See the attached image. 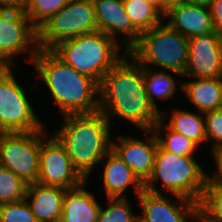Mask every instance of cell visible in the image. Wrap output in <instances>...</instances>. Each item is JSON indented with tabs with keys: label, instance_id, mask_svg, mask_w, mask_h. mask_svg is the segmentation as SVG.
Wrapping results in <instances>:
<instances>
[{
	"label": "cell",
	"instance_id": "1",
	"mask_svg": "<svg viewBox=\"0 0 222 222\" xmlns=\"http://www.w3.org/2000/svg\"><path fill=\"white\" fill-rule=\"evenodd\" d=\"M99 87L98 111L110 124L116 116L144 131L152 130L160 119L146 94L143 66L128 52L104 75Z\"/></svg>",
	"mask_w": 222,
	"mask_h": 222
},
{
	"label": "cell",
	"instance_id": "2",
	"mask_svg": "<svg viewBox=\"0 0 222 222\" xmlns=\"http://www.w3.org/2000/svg\"><path fill=\"white\" fill-rule=\"evenodd\" d=\"M62 116L99 110V84L66 64L52 50L40 49L32 64Z\"/></svg>",
	"mask_w": 222,
	"mask_h": 222
},
{
	"label": "cell",
	"instance_id": "3",
	"mask_svg": "<svg viewBox=\"0 0 222 222\" xmlns=\"http://www.w3.org/2000/svg\"><path fill=\"white\" fill-rule=\"evenodd\" d=\"M61 117L62 125L52 134L63 145L75 169L88 180L92 170L100 168L99 163L112 148V125L99 111Z\"/></svg>",
	"mask_w": 222,
	"mask_h": 222
},
{
	"label": "cell",
	"instance_id": "4",
	"mask_svg": "<svg viewBox=\"0 0 222 222\" xmlns=\"http://www.w3.org/2000/svg\"><path fill=\"white\" fill-rule=\"evenodd\" d=\"M208 174L195 156L175 155L158 146L153 171L144 183V189L157 194L168 193L171 197L177 195L200 203ZM155 184H161L162 188H157Z\"/></svg>",
	"mask_w": 222,
	"mask_h": 222
},
{
	"label": "cell",
	"instance_id": "5",
	"mask_svg": "<svg viewBox=\"0 0 222 222\" xmlns=\"http://www.w3.org/2000/svg\"><path fill=\"white\" fill-rule=\"evenodd\" d=\"M121 43L102 31L82 34L56 45L52 51L79 73L95 80L99 85L104 75L123 57Z\"/></svg>",
	"mask_w": 222,
	"mask_h": 222
},
{
	"label": "cell",
	"instance_id": "6",
	"mask_svg": "<svg viewBox=\"0 0 222 222\" xmlns=\"http://www.w3.org/2000/svg\"><path fill=\"white\" fill-rule=\"evenodd\" d=\"M128 53L143 67H159L160 70L183 75L189 53L188 38L163 20L156 27L143 32Z\"/></svg>",
	"mask_w": 222,
	"mask_h": 222
},
{
	"label": "cell",
	"instance_id": "7",
	"mask_svg": "<svg viewBox=\"0 0 222 222\" xmlns=\"http://www.w3.org/2000/svg\"><path fill=\"white\" fill-rule=\"evenodd\" d=\"M12 67H0V133H27L45 127Z\"/></svg>",
	"mask_w": 222,
	"mask_h": 222
},
{
	"label": "cell",
	"instance_id": "8",
	"mask_svg": "<svg viewBox=\"0 0 222 222\" xmlns=\"http://www.w3.org/2000/svg\"><path fill=\"white\" fill-rule=\"evenodd\" d=\"M98 31L92 0H71L38 29V47L52 50L60 42Z\"/></svg>",
	"mask_w": 222,
	"mask_h": 222
},
{
	"label": "cell",
	"instance_id": "9",
	"mask_svg": "<svg viewBox=\"0 0 222 222\" xmlns=\"http://www.w3.org/2000/svg\"><path fill=\"white\" fill-rule=\"evenodd\" d=\"M46 126L27 133H0V166L28 185L38 180L41 142L50 133Z\"/></svg>",
	"mask_w": 222,
	"mask_h": 222
},
{
	"label": "cell",
	"instance_id": "10",
	"mask_svg": "<svg viewBox=\"0 0 222 222\" xmlns=\"http://www.w3.org/2000/svg\"><path fill=\"white\" fill-rule=\"evenodd\" d=\"M39 50L38 29L24 12L0 10V67L18 66L15 56L28 53L31 65Z\"/></svg>",
	"mask_w": 222,
	"mask_h": 222
},
{
	"label": "cell",
	"instance_id": "11",
	"mask_svg": "<svg viewBox=\"0 0 222 222\" xmlns=\"http://www.w3.org/2000/svg\"><path fill=\"white\" fill-rule=\"evenodd\" d=\"M85 179L75 169L63 145L51 133L41 142L37 183L72 189Z\"/></svg>",
	"mask_w": 222,
	"mask_h": 222
},
{
	"label": "cell",
	"instance_id": "12",
	"mask_svg": "<svg viewBox=\"0 0 222 222\" xmlns=\"http://www.w3.org/2000/svg\"><path fill=\"white\" fill-rule=\"evenodd\" d=\"M175 197L176 200H173V197L168 198V194L152 193L144 189L137 196L142 209L138 219L142 222H199V203L181 196Z\"/></svg>",
	"mask_w": 222,
	"mask_h": 222
},
{
	"label": "cell",
	"instance_id": "13",
	"mask_svg": "<svg viewBox=\"0 0 222 222\" xmlns=\"http://www.w3.org/2000/svg\"><path fill=\"white\" fill-rule=\"evenodd\" d=\"M188 52L182 78L222 77V38L215 32L188 38Z\"/></svg>",
	"mask_w": 222,
	"mask_h": 222
},
{
	"label": "cell",
	"instance_id": "14",
	"mask_svg": "<svg viewBox=\"0 0 222 222\" xmlns=\"http://www.w3.org/2000/svg\"><path fill=\"white\" fill-rule=\"evenodd\" d=\"M144 140L118 134L112 137V150L130 167L144 184L151 176L158 148L157 138L152 130L141 131Z\"/></svg>",
	"mask_w": 222,
	"mask_h": 222
},
{
	"label": "cell",
	"instance_id": "15",
	"mask_svg": "<svg viewBox=\"0 0 222 222\" xmlns=\"http://www.w3.org/2000/svg\"><path fill=\"white\" fill-rule=\"evenodd\" d=\"M92 1L98 31H102L119 43L122 40L123 51L128 52L140 40L142 33L134 26L125 12L123 0ZM120 37L121 39H119Z\"/></svg>",
	"mask_w": 222,
	"mask_h": 222
},
{
	"label": "cell",
	"instance_id": "16",
	"mask_svg": "<svg viewBox=\"0 0 222 222\" xmlns=\"http://www.w3.org/2000/svg\"><path fill=\"white\" fill-rule=\"evenodd\" d=\"M99 165H103L102 183L107 198H126L130 187L135 197L144 190V184L112 149Z\"/></svg>",
	"mask_w": 222,
	"mask_h": 222
},
{
	"label": "cell",
	"instance_id": "17",
	"mask_svg": "<svg viewBox=\"0 0 222 222\" xmlns=\"http://www.w3.org/2000/svg\"><path fill=\"white\" fill-rule=\"evenodd\" d=\"M164 20L186 38L214 32L209 8L187 1L171 7L164 14Z\"/></svg>",
	"mask_w": 222,
	"mask_h": 222
},
{
	"label": "cell",
	"instance_id": "18",
	"mask_svg": "<svg viewBox=\"0 0 222 222\" xmlns=\"http://www.w3.org/2000/svg\"><path fill=\"white\" fill-rule=\"evenodd\" d=\"M65 191L61 187L37 182L28 185L25 199L38 222L61 221Z\"/></svg>",
	"mask_w": 222,
	"mask_h": 222
},
{
	"label": "cell",
	"instance_id": "19",
	"mask_svg": "<svg viewBox=\"0 0 222 222\" xmlns=\"http://www.w3.org/2000/svg\"><path fill=\"white\" fill-rule=\"evenodd\" d=\"M88 181L65 191L60 222H97L101 205L95 195L86 189Z\"/></svg>",
	"mask_w": 222,
	"mask_h": 222
},
{
	"label": "cell",
	"instance_id": "20",
	"mask_svg": "<svg viewBox=\"0 0 222 222\" xmlns=\"http://www.w3.org/2000/svg\"><path fill=\"white\" fill-rule=\"evenodd\" d=\"M181 81H183L182 92L198 112L206 113L221 109L222 77Z\"/></svg>",
	"mask_w": 222,
	"mask_h": 222
},
{
	"label": "cell",
	"instance_id": "21",
	"mask_svg": "<svg viewBox=\"0 0 222 222\" xmlns=\"http://www.w3.org/2000/svg\"><path fill=\"white\" fill-rule=\"evenodd\" d=\"M168 114L166 111L160 113V120L168 128L185 135L198 147L207 142L204 113L175 108Z\"/></svg>",
	"mask_w": 222,
	"mask_h": 222
},
{
	"label": "cell",
	"instance_id": "22",
	"mask_svg": "<svg viewBox=\"0 0 222 222\" xmlns=\"http://www.w3.org/2000/svg\"><path fill=\"white\" fill-rule=\"evenodd\" d=\"M143 72L145 90L149 102L157 112L161 113L164 110L159 108L158 102H156V100L161 99L165 101L166 99L168 100L172 98L174 93L177 92L178 86H180L178 88H180V91L182 92L183 83H177L179 80L176 81V76L182 77V75L174 71L160 70L159 68L151 69L147 67H143Z\"/></svg>",
	"mask_w": 222,
	"mask_h": 222
},
{
	"label": "cell",
	"instance_id": "23",
	"mask_svg": "<svg viewBox=\"0 0 222 222\" xmlns=\"http://www.w3.org/2000/svg\"><path fill=\"white\" fill-rule=\"evenodd\" d=\"M125 12L141 32L151 30L164 20V13L153 3L145 0H123Z\"/></svg>",
	"mask_w": 222,
	"mask_h": 222
},
{
	"label": "cell",
	"instance_id": "24",
	"mask_svg": "<svg viewBox=\"0 0 222 222\" xmlns=\"http://www.w3.org/2000/svg\"><path fill=\"white\" fill-rule=\"evenodd\" d=\"M152 131L157 138L158 146L175 155L195 156L196 150L199 148L185 135L168 128L160 119L154 124Z\"/></svg>",
	"mask_w": 222,
	"mask_h": 222
},
{
	"label": "cell",
	"instance_id": "25",
	"mask_svg": "<svg viewBox=\"0 0 222 222\" xmlns=\"http://www.w3.org/2000/svg\"><path fill=\"white\" fill-rule=\"evenodd\" d=\"M199 222H222V184L206 183L199 203Z\"/></svg>",
	"mask_w": 222,
	"mask_h": 222
},
{
	"label": "cell",
	"instance_id": "26",
	"mask_svg": "<svg viewBox=\"0 0 222 222\" xmlns=\"http://www.w3.org/2000/svg\"><path fill=\"white\" fill-rule=\"evenodd\" d=\"M107 207H100L97 222H136L138 214L131 209L128 197L106 198Z\"/></svg>",
	"mask_w": 222,
	"mask_h": 222
},
{
	"label": "cell",
	"instance_id": "27",
	"mask_svg": "<svg viewBox=\"0 0 222 222\" xmlns=\"http://www.w3.org/2000/svg\"><path fill=\"white\" fill-rule=\"evenodd\" d=\"M27 187L21 178L0 166V205L25 199Z\"/></svg>",
	"mask_w": 222,
	"mask_h": 222
},
{
	"label": "cell",
	"instance_id": "28",
	"mask_svg": "<svg viewBox=\"0 0 222 222\" xmlns=\"http://www.w3.org/2000/svg\"><path fill=\"white\" fill-rule=\"evenodd\" d=\"M69 1L71 0H28L25 14L31 23L39 29Z\"/></svg>",
	"mask_w": 222,
	"mask_h": 222
},
{
	"label": "cell",
	"instance_id": "29",
	"mask_svg": "<svg viewBox=\"0 0 222 222\" xmlns=\"http://www.w3.org/2000/svg\"><path fill=\"white\" fill-rule=\"evenodd\" d=\"M0 222H38L31 207L23 199L18 202L0 205Z\"/></svg>",
	"mask_w": 222,
	"mask_h": 222
},
{
	"label": "cell",
	"instance_id": "30",
	"mask_svg": "<svg viewBox=\"0 0 222 222\" xmlns=\"http://www.w3.org/2000/svg\"><path fill=\"white\" fill-rule=\"evenodd\" d=\"M207 142H211V151L222 150V109L204 113Z\"/></svg>",
	"mask_w": 222,
	"mask_h": 222
},
{
	"label": "cell",
	"instance_id": "31",
	"mask_svg": "<svg viewBox=\"0 0 222 222\" xmlns=\"http://www.w3.org/2000/svg\"><path fill=\"white\" fill-rule=\"evenodd\" d=\"M209 10L212 16L214 32L222 38V0H214Z\"/></svg>",
	"mask_w": 222,
	"mask_h": 222
},
{
	"label": "cell",
	"instance_id": "32",
	"mask_svg": "<svg viewBox=\"0 0 222 222\" xmlns=\"http://www.w3.org/2000/svg\"><path fill=\"white\" fill-rule=\"evenodd\" d=\"M213 159L215 161L214 171L211 172V175H208L206 183H220L222 184V151H216L213 154Z\"/></svg>",
	"mask_w": 222,
	"mask_h": 222
},
{
	"label": "cell",
	"instance_id": "33",
	"mask_svg": "<svg viewBox=\"0 0 222 222\" xmlns=\"http://www.w3.org/2000/svg\"><path fill=\"white\" fill-rule=\"evenodd\" d=\"M28 6V0H0V10H15L24 12Z\"/></svg>",
	"mask_w": 222,
	"mask_h": 222
},
{
	"label": "cell",
	"instance_id": "34",
	"mask_svg": "<svg viewBox=\"0 0 222 222\" xmlns=\"http://www.w3.org/2000/svg\"><path fill=\"white\" fill-rule=\"evenodd\" d=\"M185 1L186 0H158V8L165 14L171 7Z\"/></svg>",
	"mask_w": 222,
	"mask_h": 222
},
{
	"label": "cell",
	"instance_id": "35",
	"mask_svg": "<svg viewBox=\"0 0 222 222\" xmlns=\"http://www.w3.org/2000/svg\"><path fill=\"white\" fill-rule=\"evenodd\" d=\"M187 2L193 3L194 5L203 6L209 8L214 0H186Z\"/></svg>",
	"mask_w": 222,
	"mask_h": 222
},
{
	"label": "cell",
	"instance_id": "36",
	"mask_svg": "<svg viewBox=\"0 0 222 222\" xmlns=\"http://www.w3.org/2000/svg\"><path fill=\"white\" fill-rule=\"evenodd\" d=\"M145 1L151 2L158 7V0H145Z\"/></svg>",
	"mask_w": 222,
	"mask_h": 222
}]
</instances>
